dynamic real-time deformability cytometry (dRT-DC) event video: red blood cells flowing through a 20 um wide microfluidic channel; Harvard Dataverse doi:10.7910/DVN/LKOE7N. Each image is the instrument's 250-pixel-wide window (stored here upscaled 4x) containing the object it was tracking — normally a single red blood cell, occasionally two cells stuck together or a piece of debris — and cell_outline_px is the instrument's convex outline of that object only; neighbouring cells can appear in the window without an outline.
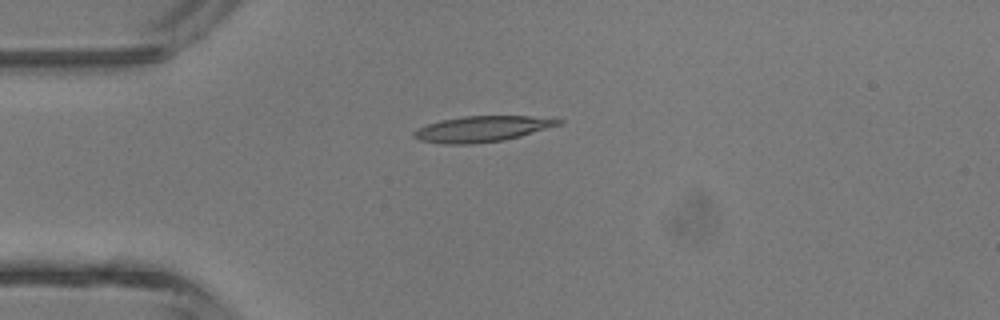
{"species": "common noctule bat (a hibernating species)", "species_latin": "Nyctalus noctula", "temperature_condition": "room temperature", "stored_images_in_passage": 4, "camera_frame_rate_fps": 3000, "um_per_image_px": 0.085, "animal": {"sex": "male", "body_mass_g": 13.3}, "frame": {"image": 1, "passage_image": 4, "time_ms": 3.333, "image_size_px": [1000, 320], "cell_outline_px": [[564, 120], [560, 124], [520, 136], [504, 140], [472, 144], [444, 144], [420, 140], [412, 136], [412, 132], [428, 124], [440, 120], [464, 116], [528, 116]], "centroid_in_image_um": [40.93, 10.96], "position_along_channel_um": 44.1, "area_um2": 21.44}}